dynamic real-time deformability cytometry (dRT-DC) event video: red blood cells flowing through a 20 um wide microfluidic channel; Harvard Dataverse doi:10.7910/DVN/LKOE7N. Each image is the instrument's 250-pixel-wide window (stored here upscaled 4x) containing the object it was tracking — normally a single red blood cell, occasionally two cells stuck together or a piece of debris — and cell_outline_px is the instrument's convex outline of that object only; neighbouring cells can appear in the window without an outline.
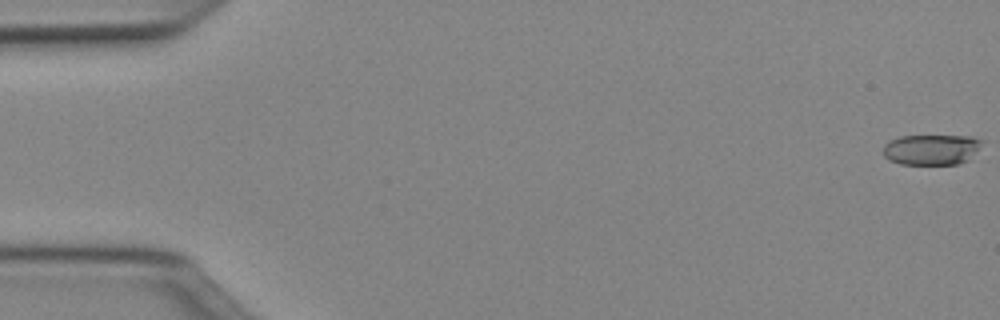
{"species": "Egyptian fruit bat (a non-hibernating species)", "species_latin": "Rousettus aegyptiacus", "temperature_condition": "cold", "stored_images_in_passage": 51, "camera_frame_rate_fps": 3000, "um_per_image_px": 0.085, "animal": {"sex": "female"}, "frame": {"image": 1, "passage_image": 1, "time_ms": 0.0, "image_size_px": [1000, 320], "cell_outline_px": [[984, 140], [968, 160], [960, 164], [900, 164], [888, 160], [884, 156], [884, 144], [900, 136], [972, 136]], "centroid_in_image_um": [79.17, 12.71], "position_along_channel_um": 5.8, "area_um2": 17.51}}
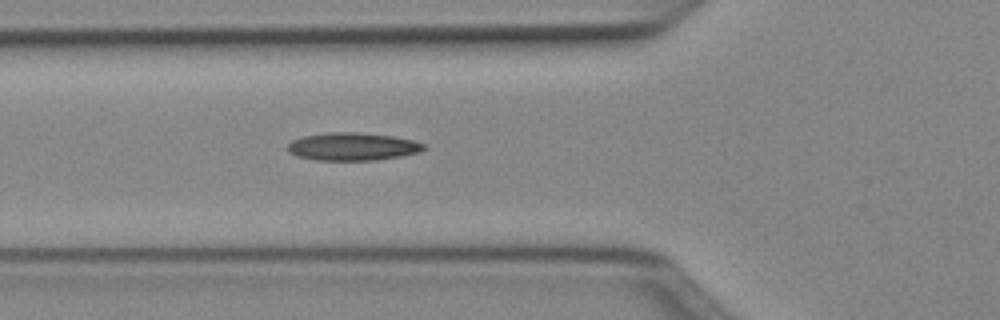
{"frame": {"image": 2, "passage_image": 19, "time_ms": 6.0, "image_size_px": [1000, 320], "cell_outline_px": [[428, 148], [420, 152], [400, 156], [376, 160], [316, 160], [296, 156], [288, 152], [288, 144], [292, 140], [304, 136], [332, 132], [360, 132], [392, 136], [412, 140], [424, 144]], "centroid_in_image_um": [29.98, 12.46], "position_along_channel_um": 95.8, "area_um2": 22.08}}
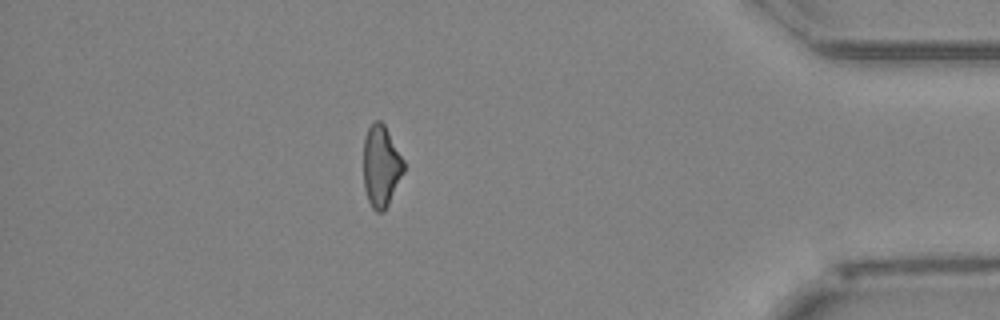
{"frame": {"image": 3, "passage_image": 45, "time_ms": 14.667, "image_size_px": [1000, 320], "cell_outline_px": [[404, 172], [384, 212], [376, 212], [372, 208], [368, 200], [364, 188], [364, 136], [368, 128], [376, 120], [380, 120], [384, 124], [404, 160]], "centroid_in_image_um": [32.39, 14.13], "position_along_channel_um": 402.8, "area_um2": 19.07}, "authors_computed_cell_mechanics": {"area_um2": 20.2878, "velocity_mm_per_s": 4.0276, "shape_relaxation_time_tau1_ms": 10.1862, "shape_relaxation_time_tau2_ms": 2.4955, "deformation_change_tau1": 0.2043, "deformation_change_tau2": 0.1109}}